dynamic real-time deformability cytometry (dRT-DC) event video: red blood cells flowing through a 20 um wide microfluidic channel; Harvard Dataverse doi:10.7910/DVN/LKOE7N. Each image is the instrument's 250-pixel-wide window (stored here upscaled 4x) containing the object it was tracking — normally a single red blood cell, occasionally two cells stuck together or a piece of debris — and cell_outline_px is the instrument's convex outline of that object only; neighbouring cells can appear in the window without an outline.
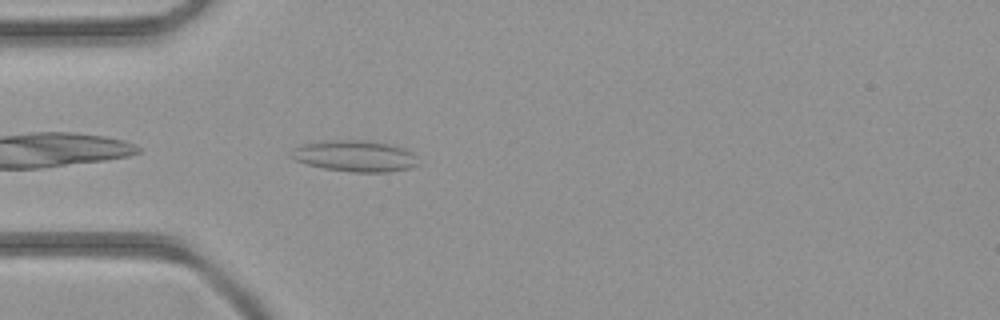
{"species": "common noctule bat (a hibernating species)", "species_latin": "Nyctalus noctula", "temperature_condition": "room temperature", "stored_images_in_passage": 4, "camera_frame_rate_fps": 3000, "um_per_image_px": 0.085, "animal": {"sex": "female", "body_mass_g": 21.9}, "frame": {"image": 1, "passage_image": 4, "time_ms": 3.667, "image_size_px": [1000, 320], "cell_outline_px": [[420, 164], [412, 168], [388, 172], [352, 172], [324, 168], [308, 164], [296, 160], [292, 156], [296, 148], [304, 144], [344, 140], [364, 140], [392, 144], [404, 148], [412, 152], [416, 156]], "centroid_in_image_um": [30.31, 13.28], "position_along_channel_um": 54.7, "area_um2": 22.77}}